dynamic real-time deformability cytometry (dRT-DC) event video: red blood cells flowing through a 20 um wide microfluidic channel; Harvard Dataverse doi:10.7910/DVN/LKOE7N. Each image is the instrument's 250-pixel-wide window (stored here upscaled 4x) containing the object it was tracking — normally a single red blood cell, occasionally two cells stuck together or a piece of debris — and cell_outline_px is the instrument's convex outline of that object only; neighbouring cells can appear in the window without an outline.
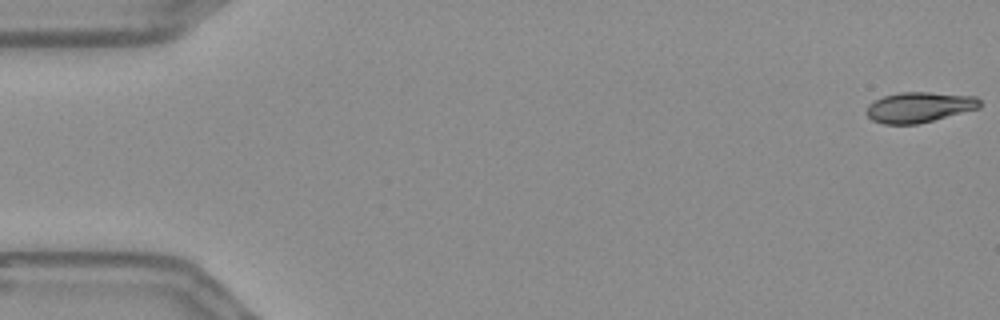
{"species": "Egyptian fruit bat (a non-hibernating species)", "species_latin": "Rousettus aegyptiacus", "temperature_condition": "warm", "stored_images_in_passage": 56, "camera_frame_rate_fps": 3000, "um_per_image_px": 0.085, "frame": {"image": 1, "passage_image": 1, "time_ms": 0.0, "image_size_px": [1000, 320], "cell_outline_px": [[980, 108], [916, 124], [884, 124], [872, 120], [864, 112], [868, 104], [872, 100], [884, 96], [900, 92], [928, 92], [976, 96], [980, 100]], "centroid_in_image_um": [78.09, 9.1], "position_along_channel_um": 6.9, "area_um2": 20.11}}
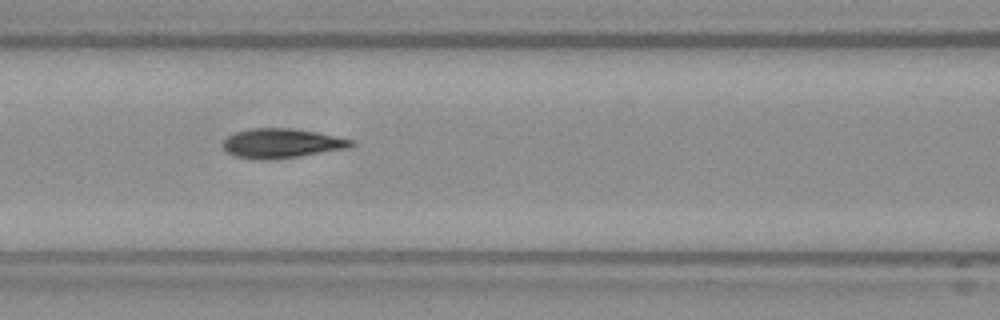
{"frame": {"image": 2, "passage_image": 24, "time_ms": 7.667, "image_size_px": [1000, 320], "cell_outline_px": [[356, 144], [348, 148], [300, 156], [268, 160], [260, 160], [236, 156], [228, 152], [224, 148], [224, 140], [228, 136], [236, 132], [252, 128], [292, 128], [316, 132], [352, 140]], "centroid_in_image_um": [23.95, 12.18], "position_along_channel_um": 142.7, "area_um2": 21.79}}
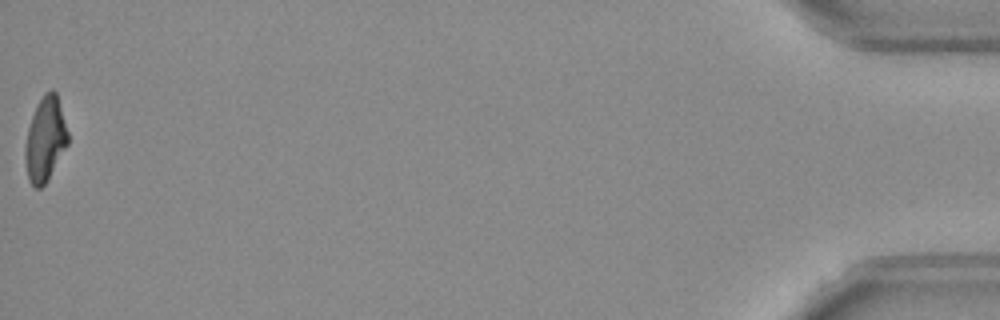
{"frame": {"image": 3, "passage_image": 56, "time_ms": 18.333, "image_size_px": [1000, 320], "cell_outline_px": [[68, 144], [48, 180], [40, 188], [36, 188], [28, 180], [24, 156], [24, 152], [28, 128], [36, 104], [44, 92], [52, 88], [56, 92], [68, 132]], "centroid_in_image_um": [3.84, 11.83], "position_along_channel_um": 431.4, "area_um2": 21.04}, "authors_computed_cell_mechanics": {"area_um2": 21.7039, "velocity_mm_per_s": 3.6491, "shape_relaxation_time_tau1_ms": 5.1022, "shape_relaxation_time_tau2_ms": 1.7299, "deformation_change_tau1": 0.1812, "deformation_change_tau2": 0.0708}}